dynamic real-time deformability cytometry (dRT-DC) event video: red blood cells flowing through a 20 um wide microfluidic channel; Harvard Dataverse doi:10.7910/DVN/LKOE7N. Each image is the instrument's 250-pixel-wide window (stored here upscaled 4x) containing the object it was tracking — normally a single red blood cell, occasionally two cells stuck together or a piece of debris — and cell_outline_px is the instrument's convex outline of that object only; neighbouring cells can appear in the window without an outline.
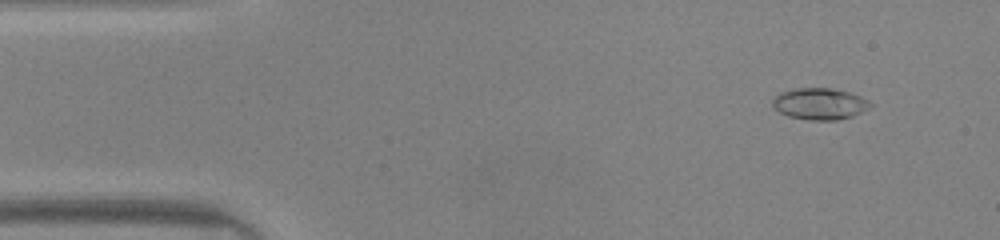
{"species": "common noctule bat (a hibernating species)", "species_latin": "Nyctalus noctula", "temperature_condition": "warm", "stored_images_in_passage": 48, "camera_frame_rate_fps": 3000, "um_per_image_px": 0.085, "animal": {"sex": "male", "body_mass_g": 20.0, "forearm_length_mm": 53.3}, "frame": {"image": 1, "passage_image": 4, "time_ms": 1.0, "image_size_px": [1000, 240], "cell_outline_px": [[872, 104], [868, 108], [852, 116], [836, 120], [808, 120], [788, 116], [772, 108], [772, 100], [780, 92], [796, 88], [832, 88], [848, 92], [860, 96], [868, 100]], "centroid_in_image_um": [69.64, 8.82], "position_along_channel_um": 15.4, "area_um2": 17.92}}
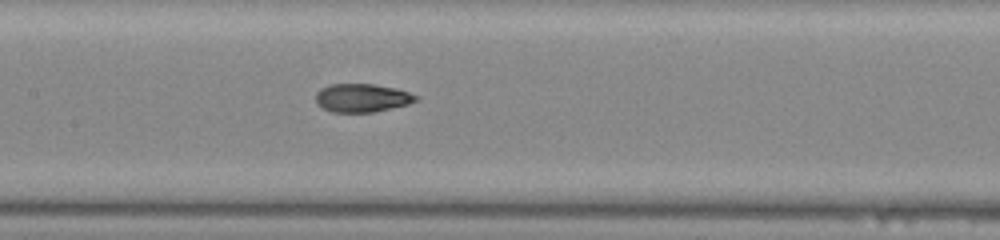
{"frame": {"image": 2, "passage_image": 22, "time_ms": 7.0, "image_size_px": [1000, 240], "cell_outline_px": [[420, 100], [408, 104], [372, 112], [332, 112], [316, 104], [316, 92], [320, 88], [328, 84], [372, 84], [396, 88], [420, 96]], "centroid_in_image_um": [30.77, 8.31], "position_along_channel_um": 176.6, "area_um2": 16.65}}
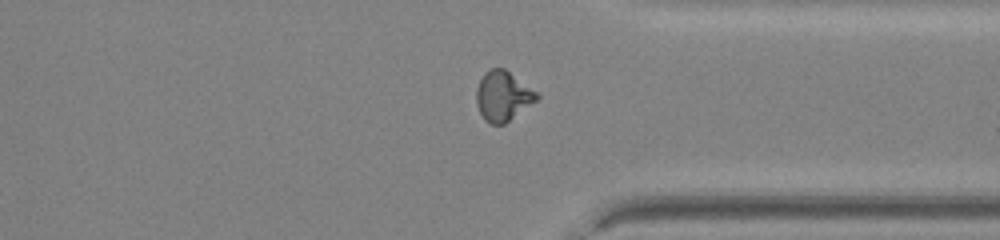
{"frame": {"image": 3, "passage_image": 36, "time_ms": 11.667, "image_size_px": [1000, 240], "cell_outline_px": [[540, 96], [536, 100], [504, 124], [492, 124], [484, 120], [476, 104], [476, 88], [484, 72], [492, 68], [504, 68], [536, 92]], "centroid_in_image_um": [42.7, 8.16], "position_along_channel_um": 368.7, "area_um2": 17.22}, "authors_computed_cell_mechanics": {"area_um2": 17.2244, "velocity_mm_per_s": 4.1755, "shape_relaxation_time_tau1_ms": 5.1928, "shape_relaxation_time_tau2_ms": 1.1626, "deformation_change_tau1": 0.2221, "deformation_change_tau2": 0.0639}}